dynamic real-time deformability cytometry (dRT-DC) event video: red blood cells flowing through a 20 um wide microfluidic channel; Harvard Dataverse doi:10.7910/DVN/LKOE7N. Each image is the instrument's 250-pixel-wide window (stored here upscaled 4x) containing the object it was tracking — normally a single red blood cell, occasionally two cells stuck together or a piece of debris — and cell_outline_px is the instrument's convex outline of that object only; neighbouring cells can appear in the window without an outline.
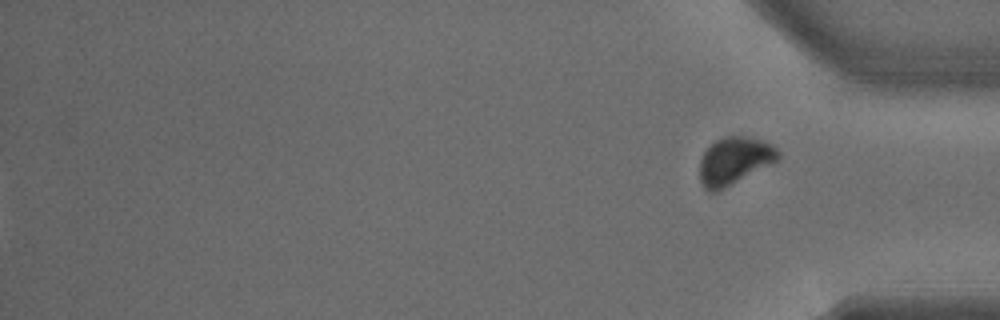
{"species": "common noctule bat (a hibernating species)", "species_latin": "Nyctalus noctula", "temperature_condition": "warm", "stored_images_in_passage": 33, "segment_of_instrument_passage": [2, 2], "camera_frame_rate_fps": 3000, "um_per_image_px": 0.085, "animal": {"sex": "male", "body_mass_g": 15.6}, "frame": {"image": 1, "passage_image": 33, "time_ms": 10.667, "image_size_px": [1000, 320], "cell_outline_px": [[780, 156], [776, 160], [716, 192], [712, 192], [704, 188], [700, 180], [700, 160], [704, 152], [716, 140], [724, 136], [744, 136], [760, 140], [772, 144], [780, 152]], "centroid_in_image_um": [62.39, 13.65], "position_along_channel_um": 372.8, "area_um2": 21.1}}